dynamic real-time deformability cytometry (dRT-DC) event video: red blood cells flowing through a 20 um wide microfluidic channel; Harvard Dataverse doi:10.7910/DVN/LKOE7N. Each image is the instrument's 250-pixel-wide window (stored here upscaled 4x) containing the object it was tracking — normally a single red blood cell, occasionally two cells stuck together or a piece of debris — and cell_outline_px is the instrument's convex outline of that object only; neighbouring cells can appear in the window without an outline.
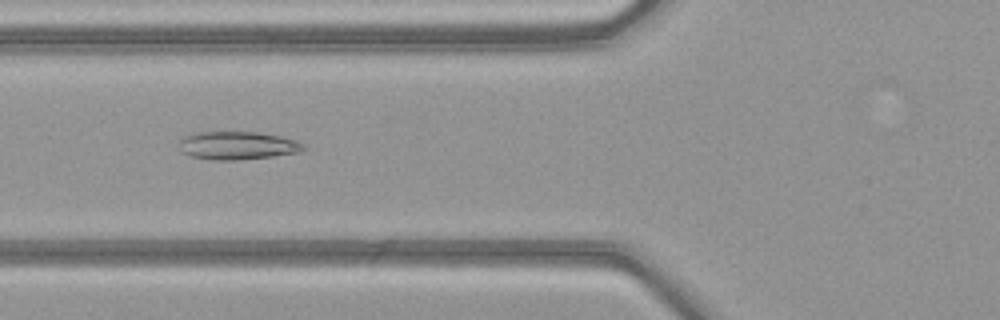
{"species": "common noctule bat (a hibernating species)", "species_latin": "Nyctalus noctula", "temperature_condition": "warm", "stored_images_in_passage": 38, "camera_frame_rate_fps": 3000, "um_per_image_px": 0.085, "animal": {"sex": "female", "body_mass_g": 21.9}, "frame": {"image": 1, "passage_image": 8, "time_ms": 2.333, "image_size_px": [1000, 320], "cell_outline_px": [[308, 148], [300, 152], [272, 156], [236, 160], [212, 160], [188, 156], [180, 152], [180, 140], [184, 136], [192, 132], [256, 132], [280, 136], [296, 140], [304, 144]], "centroid_in_image_um": [20.16, 12.37], "position_along_channel_um": 105.6, "area_um2": 20.58}}
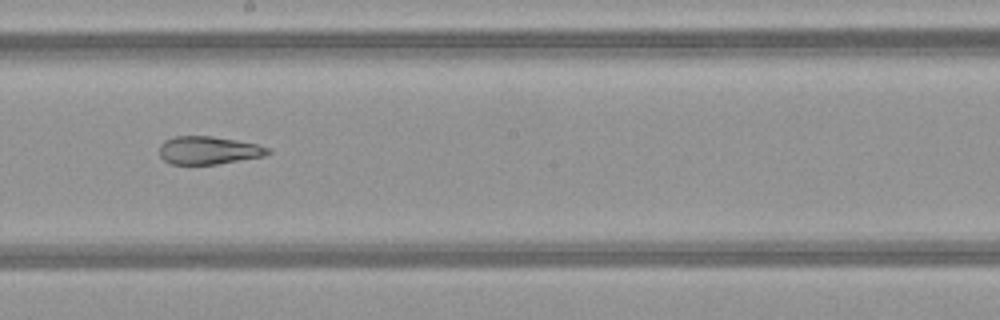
{"frame": {"image": 2, "passage_image": 17, "time_ms": 5.333, "image_size_px": [1000, 320], "cell_outline_px": [[272, 152], [264, 156], [216, 164], [168, 164], [160, 156], [160, 144], [164, 140], [176, 136], [212, 136], [236, 140], [256, 144], [272, 148]], "centroid_in_image_um": [17.73, 12.77], "position_along_channel_um": 230.5, "area_um2": 17.74}}
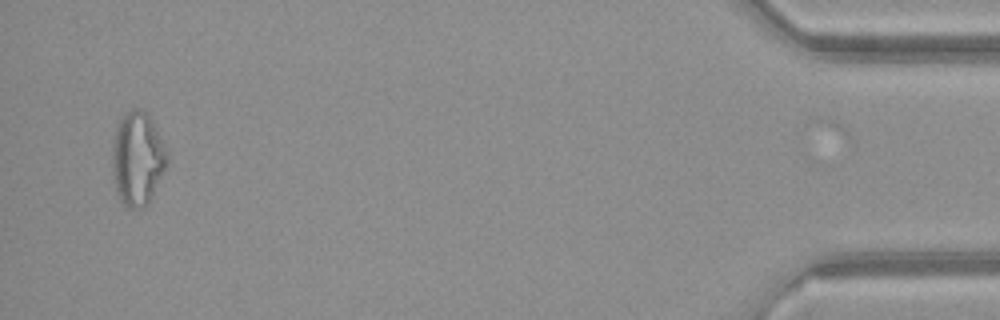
{"frame": {"image": 3, "passage_image": 37, "time_ms": 12.0, "image_size_px": [1000, 320], "cell_outline_px": [[168, 164], [148, 204], [144, 208], [128, 208], [120, 200], [116, 192], [112, 176], [112, 140], [116, 124], [124, 112], [132, 108], [140, 108], [152, 120], [168, 152]], "centroid_in_image_um": [11.66, 13.47], "position_along_channel_um": 423.5, "area_um2": 30.52}, "authors_computed_cell_mechanics": {"area_um2": 20.4612, "velocity_mm_per_s": 4.1381, "shape_relaxation_time_tau1_ms": null, "shape_relaxation_time_tau2_ms": 4.3896, "deformation_change_tau1": null, "deformation_change_tau2": 0.1215}}